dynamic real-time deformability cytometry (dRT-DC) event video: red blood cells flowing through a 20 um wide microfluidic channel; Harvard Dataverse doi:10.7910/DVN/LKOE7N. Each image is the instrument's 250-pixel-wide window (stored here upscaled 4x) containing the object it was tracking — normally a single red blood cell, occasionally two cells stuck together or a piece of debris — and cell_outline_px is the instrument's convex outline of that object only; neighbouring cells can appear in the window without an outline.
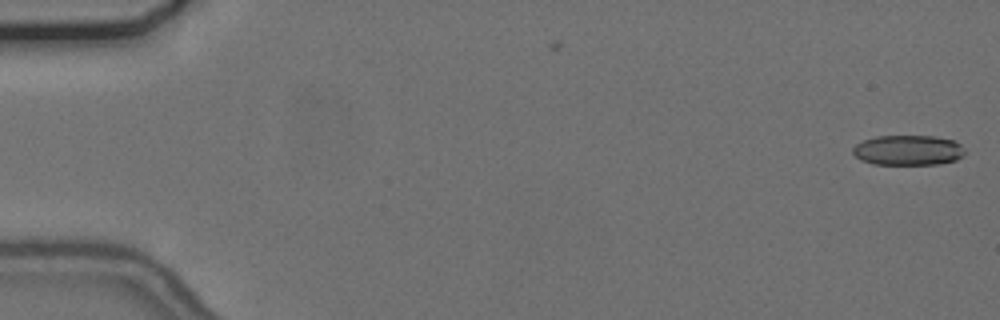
{"species": "common noctule bat (a hibernating species)", "species_latin": "Nyctalus noctula", "temperature_condition": "cold", "stored_images_in_passage": 5, "camera_frame_rate_fps": 3000, "um_per_image_px": 0.085, "animal": {"sex": "female", "body_mass_g": 24.6, "forearm_length_mm": 56.2}, "frame": {"image": 1, "passage_image": 5, "time_ms": 1.333, "image_size_px": [1000, 320], "cell_outline_px": [[964, 156], [956, 160], [936, 164], [872, 164], [860, 160], [852, 152], [852, 148], [856, 144], [864, 140], [876, 136], [936, 136], [956, 140], [964, 148]], "centroid_in_image_um": [77.2, 12.76], "position_along_channel_um": 7.8, "area_um2": 19.83}}